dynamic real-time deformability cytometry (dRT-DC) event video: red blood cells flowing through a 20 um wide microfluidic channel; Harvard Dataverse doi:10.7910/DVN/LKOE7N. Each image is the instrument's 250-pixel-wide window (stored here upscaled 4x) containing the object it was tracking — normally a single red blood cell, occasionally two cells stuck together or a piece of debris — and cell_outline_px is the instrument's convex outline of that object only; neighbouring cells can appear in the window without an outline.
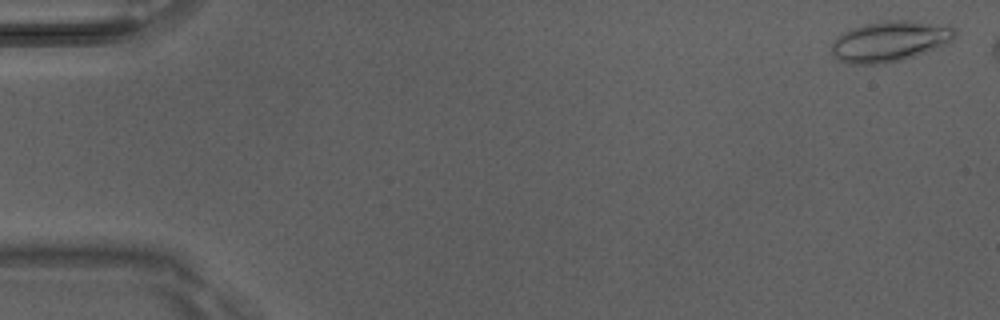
{"species": "Egyptian fruit bat (a non-hibernating species)", "species_latin": "Rousettus aegyptiacus", "temperature_condition": "room temperature", "stored_images_in_passage": 44, "camera_frame_rate_fps": 3000, "um_per_image_px": 0.085, "animal": {"sex": "male"}, "frame": {"image": 1, "passage_image": 1, "time_ms": 0.0, "image_size_px": [1000, 320], "cell_outline_px": [[956, 36], [948, 44], [900, 60], [872, 64], [848, 64], [836, 60], [832, 56], [832, 44], [836, 36], [852, 28], [864, 24], [884, 20], [908, 20], [948, 24], [956, 28]], "centroid_in_image_um": [75.65, 3.49], "position_along_channel_um": 9.4, "area_um2": 29.42}}